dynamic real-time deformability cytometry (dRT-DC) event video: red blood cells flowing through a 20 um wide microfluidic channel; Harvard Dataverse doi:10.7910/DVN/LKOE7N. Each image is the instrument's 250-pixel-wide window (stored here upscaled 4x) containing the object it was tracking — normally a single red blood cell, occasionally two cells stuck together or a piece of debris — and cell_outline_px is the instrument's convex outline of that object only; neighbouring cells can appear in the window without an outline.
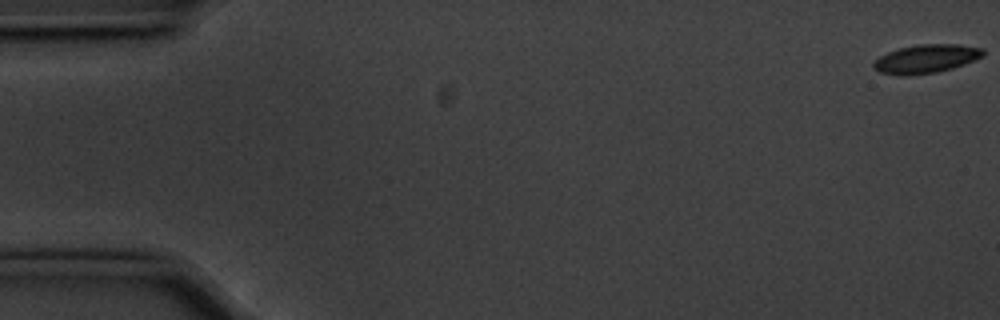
{"species": "common noctule bat (a hibernating species)", "species_latin": "Nyctalus noctula", "temperature_condition": "cold", "stored_images_in_passage": 11, "camera_frame_rate_fps": 3000, "um_per_image_px": 0.085, "animal": {"sex": "male", "body_mass_g": 20.1, "forearm_length_mm": 53.5}, "frame": {"image": 1, "passage_image": 1, "time_ms": 0.0, "image_size_px": [1000, 320], "cell_outline_px": [[984, 56], [964, 64], [952, 68], [936, 72], [904, 76], [900, 76], [880, 72], [872, 68], [872, 64], [880, 56], [888, 52], [900, 48], [920, 44], [960, 44], [984, 48]], "centroid_in_image_um": [78.72, 5.0], "position_along_channel_um": 6.3, "area_um2": 18.26}}